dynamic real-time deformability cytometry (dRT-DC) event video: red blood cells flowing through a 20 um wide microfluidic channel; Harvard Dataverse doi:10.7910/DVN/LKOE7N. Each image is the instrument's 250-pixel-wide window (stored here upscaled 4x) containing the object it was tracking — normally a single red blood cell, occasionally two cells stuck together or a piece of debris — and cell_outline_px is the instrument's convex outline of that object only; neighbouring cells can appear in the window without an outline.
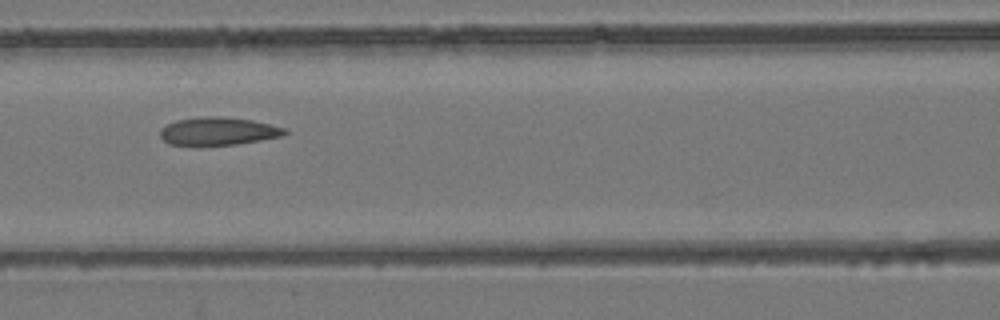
{"species": "common noctule bat (a hibernating species)", "species_latin": "Nyctalus noctula", "temperature_condition": "room temperature", "stored_images_in_passage": 5, "camera_frame_rate_fps": 3000, "um_per_image_px": 0.085, "animal": {"sex": "female", "body_mass_g": 24.6, "forearm_length_mm": 56.2}, "frame": {"image": 1, "passage_image": 3, "time_ms": 0.667, "image_size_px": [1000, 320], "cell_outline_px": [[288, 132], [280, 136], [260, 140], [236, 144], [200, 148], [196, 148], [168, 144], [160, 136], [160, 128], [176, 120], [204, 116], [216, 116], [252, 120], [284, 128]], "centroid_in_image_um": [18.44, 11.2], "position_along_channel_um": 148.2, "area_um2": 20.81}}
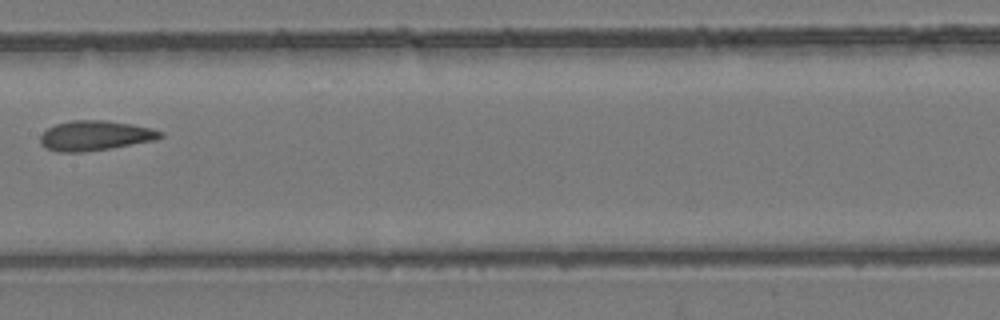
{"frame": {"image": 2, "passage_image": 4, "time_ms": 1.0, "image_size_px": [1000, 320], "cell_outline_px": [[164, 136], [156, 140], [112, 148], [84, 152], [56, 152], [44, 148], [40, 144], [40, 136], [48, 128], [56, 124], [72, 120], [108, 120], [132, 124], [164, 132]], "centroid_in_image_um": [8.07, 11.53], "position_along_channel_um": 199.3, "area_um2": 21.1}}
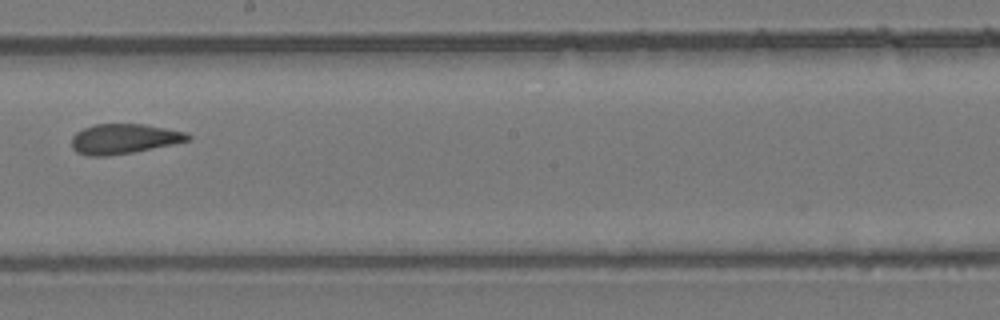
{"frame": {"image": 3, "passage_image": 5, "time_ms": 1.333, "image_size_px": [1000, 320], "cell_outline_px": [[192, 136], [188, 140], [172, 144], [132, 152], [108, 156], [88, 156], [76, 152], [72, 148], [72, 136], [76, 132], [84, 128], [96, 124], [144, 124], [184, 132]], "centroid_in_image_um": [10.48, 11.8], "position_along_channel_um": 237.7, "area_um2": 20.06}}